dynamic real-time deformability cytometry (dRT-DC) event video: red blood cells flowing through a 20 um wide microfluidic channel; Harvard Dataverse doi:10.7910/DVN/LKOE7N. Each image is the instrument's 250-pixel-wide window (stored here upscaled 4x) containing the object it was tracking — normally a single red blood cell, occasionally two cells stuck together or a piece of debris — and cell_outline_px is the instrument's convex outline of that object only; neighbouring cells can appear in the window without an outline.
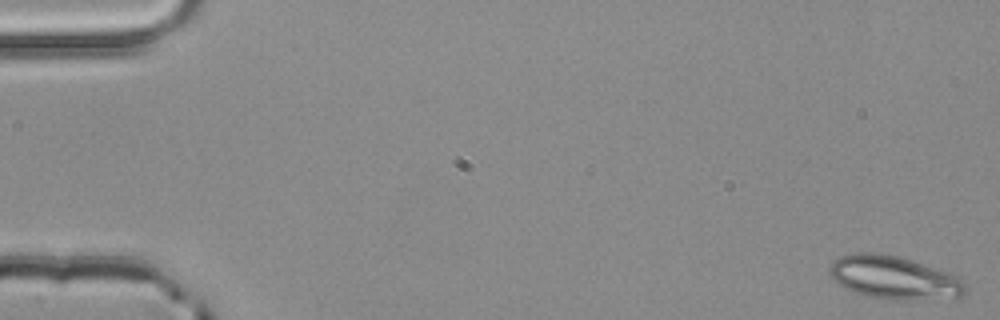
{"species": "common noctule bat (a hibernating species)", "species_latin": "Nyctalus noctula", "temperature_condition": "room temperature", "stored_images_in_passage": 4, "camera_frame_rate_fps": 3000, "um_per_image_px": 0.085, "animal": {"sex": "male", "body_mass_g": 20.4}, "frame": {"image": 1, "passage_image": 1, "time_ms": 0.0, "image_size_px": [1000, 320], "cell_outline_px": [[968, 288], [960, 296], [912, 300], [900, 300], [868, 296], [844, 288], [832, 276], [828, 268], [832, 260], [840, 256], [856, 252], [876, 252], [896, 256], [912, 260], [948, 272], [964, 280]], "centroid_in_image_um": [75.98, 23.58], "position_along_channel_um": 9.0, "area_um2": 33.93}}